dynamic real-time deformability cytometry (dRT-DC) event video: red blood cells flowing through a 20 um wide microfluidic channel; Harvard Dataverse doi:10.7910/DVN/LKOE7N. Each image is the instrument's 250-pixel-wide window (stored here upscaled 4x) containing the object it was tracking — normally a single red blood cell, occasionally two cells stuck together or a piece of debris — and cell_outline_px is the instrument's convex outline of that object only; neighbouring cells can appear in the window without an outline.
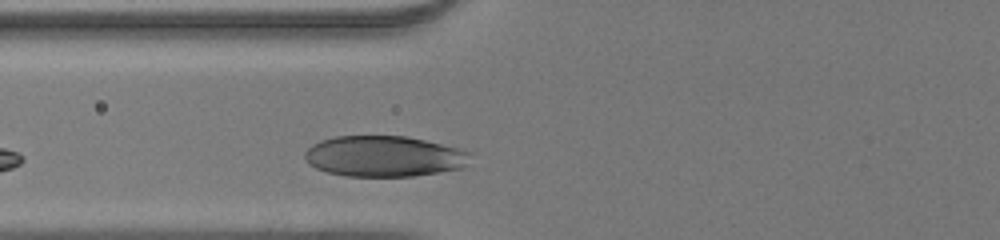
{"species": "human", "species_latin": "Homo sapiens", "temperature_condition": "room temperature", "stored_images_in_passage": 25, "camera_frame_rate_fps": 3000, "um_per_image_px": 0.085, "donor": {"sex": "male"}, "frame": {"image": 1, "passage_image": 5, "time_ms": 1.333, "image_size_px": [1000, 240], "cell_outline_px": [[476, 152], [464, 168], [412, 176], [344, 176], [328, 172], [316, 168], [308, 164], [304, 160], [304, 152], [312, 144], [320, 140], [336, 136], [408, 136]], "centroid_in_image_um": [32.68, 13.28], "position_along_channel_um": 93.1, "area_um2": 39.88}}
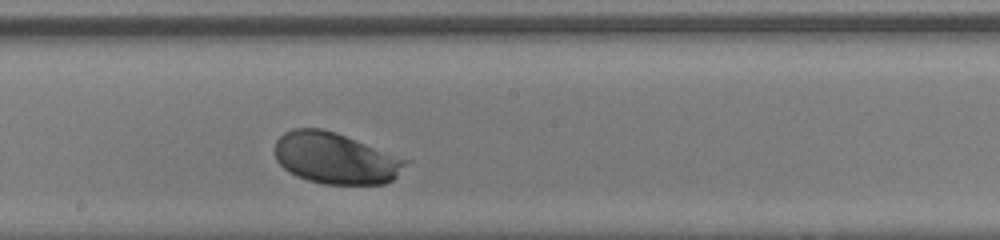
{"frame": {"image": 2, "passage_image": 14, "time_ms": 4.333, "image_size_px": [1000, 240], "cell_outline_px": [[412, 160], [392, 180], [384, 184], [324, 184], [308, 180], [296, 176], [284, 168], [276, 160], [276, 140], [284, 132], [292, 128], [320, 128], [336, 132]], "centroid_in_image_um": [28.54, 13.44], "position_along_channel_um": 219.7, "area_um2": 39.25}}
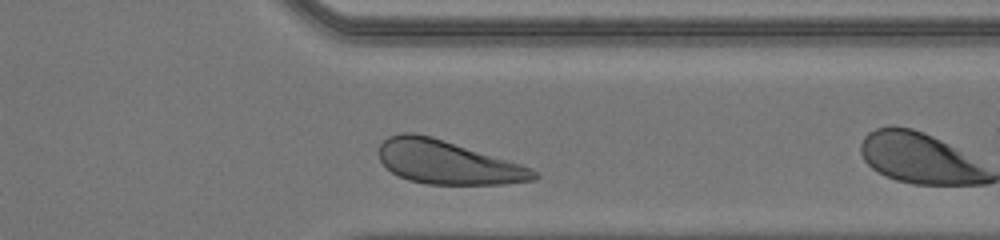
{"frame": {"image": 3, "passage_image": 22, "time_ms": 7.0, "image_size_px": [1000, 240], "cell_outline_px": [[540, 176], [532, 180], [504, 184], [424, 184], [408, 180], [392, 172], [380, 160], [380, 144], [388, 136], [400, 132], [412, 132], [432, 136], [520, 164], [532, 168], [540, 172]], "centroid_in_image_um": [38.04, 13.79], "position_along_channel_um": 373.4, "area_um2": 39.13}}